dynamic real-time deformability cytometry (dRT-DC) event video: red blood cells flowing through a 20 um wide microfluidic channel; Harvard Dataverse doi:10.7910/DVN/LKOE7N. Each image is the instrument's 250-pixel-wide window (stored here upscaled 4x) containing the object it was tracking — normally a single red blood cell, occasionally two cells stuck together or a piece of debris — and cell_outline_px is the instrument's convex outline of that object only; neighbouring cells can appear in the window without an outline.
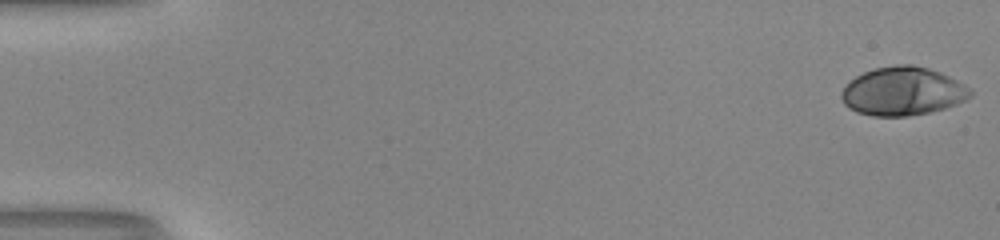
{"species": "human", "species_latin": "Homo sapiens", "temperature_condition": "room temperature", "stored_images_in_passage": 53, "camera_frame_rate_fps": 3000, "um_per_image_px": 0.085, "donor": {"sex": "male"}, "frame": {"image": 1, "passage_image": 1, "time_ms": 0.0, "image_size_px": [1000, 240], "cell_outline_px": [[972, 96], [956, 104], [944, 108], [928, 112], [908, 116], [872, 116], [856, 112], [848, 108], [844, 104], [840, 96], [840, 92], [856, 76], [872, 68], [896, 64], [912, 64], [928, 68], [940, 72], [972, 88]], "centroid_in_image_um": [76.72, 7.75], "position_along_channel_um": 8.3, "area_um2": 36.53}}
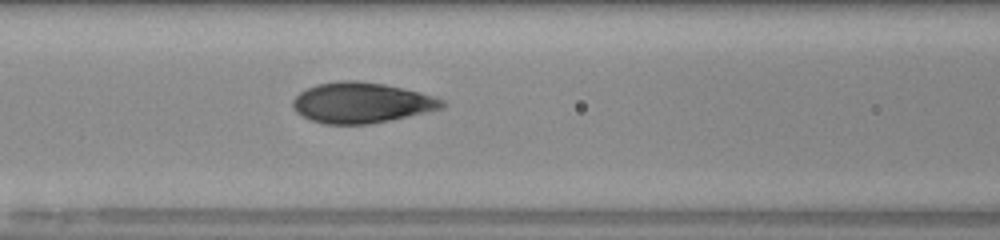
{"frame": {"image": 2, "passage_image": 24, "time_ms": 7.667, "image_size_px": [1000, 240], "cell_outline_px": [[448, 104], [444, 108], [408, 116], [368, 124], [324, 124], [312, 120], [296, 112], [292, 108], [292, 100], [300, 92], [316, 84], [344, 80], [356, 80], [384, 84], [420, 92], [444, 100]], "centroid_in_image_um": [30.73, 8.73], "position_along_channel_um": 135.9, "area_um2": 35.14}}
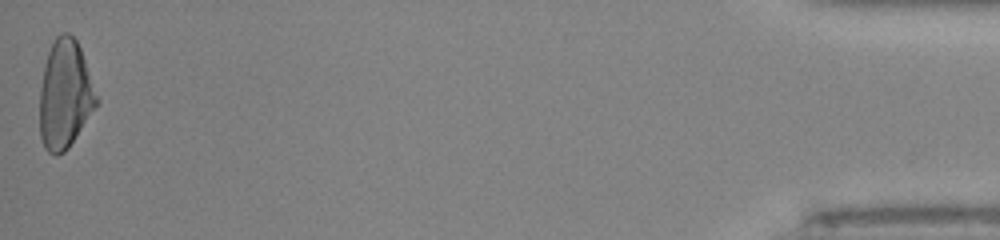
{"frame": {"image": 3, "passage_image": 53, "time_ms": 17.333, "image_size_px": [1000, 240], "cell_outline_px": [[100, 100], [68, 148], [64, 152], [56, 156], [48, 152], [44, 148], [40, 136], [40, 88], [44, 64], [48, 52], [56, 36], [60, 32], [68, 32], [76, 40], [80, 48]], "centroid_in_image_um": [5.52, 8.04], "position_along_channel_um": 429.7, "area_um2": 35.95}, "authors_computed_cell_mechanics": {"area_um2": 35.0846, "velocity_mm_per_s": 4.0363, "shape_relaxation_time_tau1_ms": 5.7806, "shape_relaxation_time_tau2_ms": null, "deformation_change_tau1": 0.2307, "deformation_change_tau2": null}}